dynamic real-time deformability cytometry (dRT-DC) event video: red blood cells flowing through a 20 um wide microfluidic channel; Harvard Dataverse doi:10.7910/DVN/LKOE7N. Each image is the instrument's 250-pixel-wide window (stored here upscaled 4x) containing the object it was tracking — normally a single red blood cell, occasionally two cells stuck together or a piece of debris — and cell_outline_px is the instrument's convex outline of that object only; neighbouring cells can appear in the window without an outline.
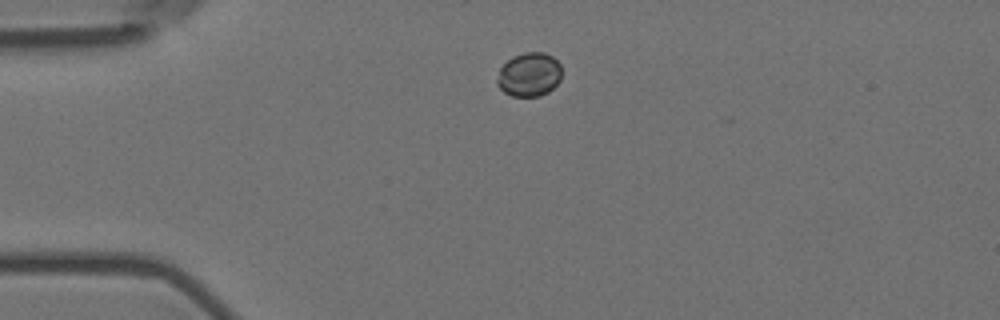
{"species": "Egyptian fruit bat (a non-hibernating species)", "species_latin": "Rousettus aegyptiacus", "temperature_condition": "room temperature", "stored_images_in_passage": 2, "camera_frame_rate_fps": 3000, "um_per_image_px": 0.085, "animal": {"sex": "female"}, "frame": {"image": 1, "passage_image": 1, "time_ms": 0.0, "image_size_px": [1000, 320], "cell_outline_px": [[560, 80], [548, 92], [540, 96], [512, 96], [504, 92], [496, 84], [496, 80], [500, 68], [512, 56], [524, 52], [544, 52], [552, 56], [560, 64]], "centroid_in_image_um": [44.96, 6.33], "position_along_channel_um": 40.0, "area_um2": 16.53}}